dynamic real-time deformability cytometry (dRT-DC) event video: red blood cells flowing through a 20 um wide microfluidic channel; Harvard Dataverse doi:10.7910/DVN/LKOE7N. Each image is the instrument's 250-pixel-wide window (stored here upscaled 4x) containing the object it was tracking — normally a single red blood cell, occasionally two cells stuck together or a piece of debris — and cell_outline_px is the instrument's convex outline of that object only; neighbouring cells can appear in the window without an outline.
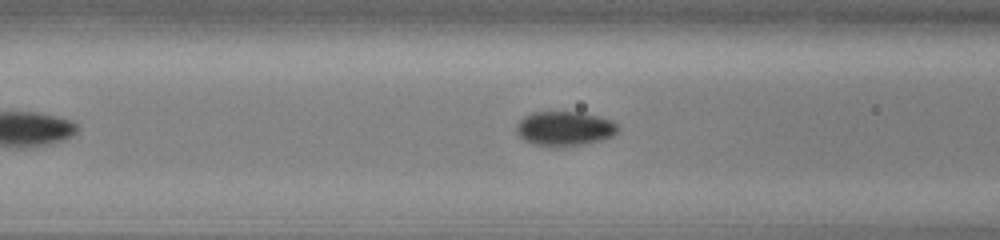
{"species": "common noctule bat (a hibernating species)", "species_latin": "Nyctalus noctula", "temperature_condition": "cold", "stored_images_in_passage": 32, "camera_frame_rate_fps": 3000, "um_per_image_px": 0.085, "animal": {"sex": "male", "body_mass_g": 13.0, "forearm_length_mm": 53.1}, "frame": {"image": 1, "passage_image": 11, "time_ms": 3.333, "image_size_px": [1000, 240], "cell_outline_px": [[620, 128], [612, 136], [600, 140], [580, 144], [556, 148], [552, 148], [532, 144], [524, 140], [516, 132], [516, 124], [524, 116], [532, 112], [580, 112], [600, 116], [612, 120]], "centroid_in_image_um": [47.96, 10.93], "position_along_channel_um": 118.6, "area_um2": 20.63}}
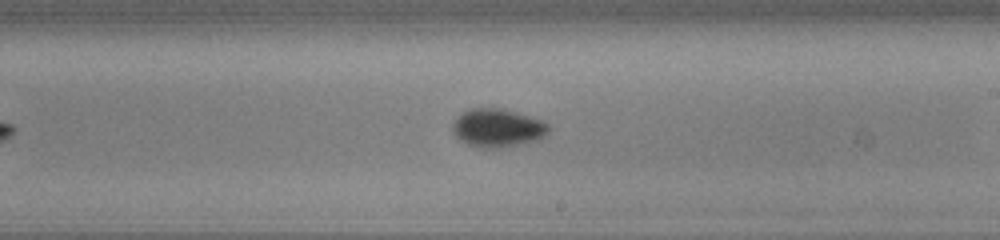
{"frame": {"image": 2, "passage_image": 21, "time_ms": 6.667, "image_size_px": [1000, 240], "cell_outline_px": [[548, 132], [540, 140], [500, 148], [480, 148], [468, 144], [460, 140], [452, 132], [452, 124], [468, 108], [500, 108], [516, 112], [540, 120], [548, 124]], "centroid_in_image_um": [42.29, 10.89], "position_along_channel_um": 246.7, "area_um2": 21.33}}
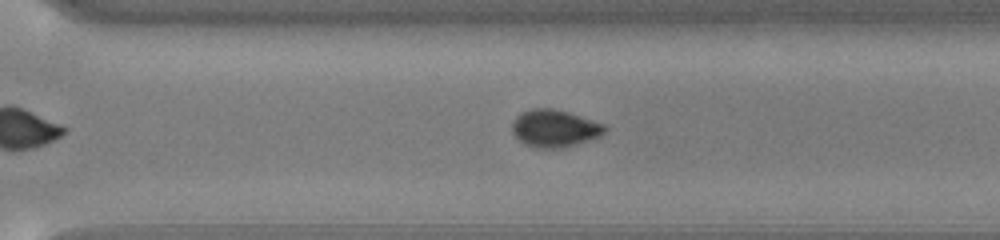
{"frame": {"image": 3, "passage_image": 27, "time_ms": 8.667, "image_size_px": [1000, 240], "cell_outline_px": [[608, 128], [600, 136], [572, 144], [552, 148], [536, 148], [524, 144], [512, 132], [512, 124], [516, 116], [520, 112], [532, 108], [552, 108], [568, 112], [604, 124]], "centroid_in_image_um": [47.1, 10.88], "position_along_channel_um": 323.5, "area_um2": 19.83}}